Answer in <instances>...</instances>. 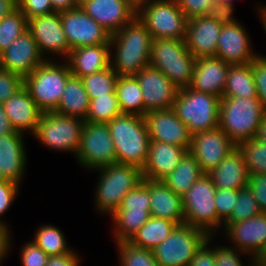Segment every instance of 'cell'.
<instances>
[{"label":"cell","mask_w":266,"mask_h":266,"mask_svg":"<svg viewBox=\"0 0 266 266\" xmlns=\"http://www.w3.org/2000/svg\"><path fill=\"white\" fill-rule=\"evenodd\" d=\"M204 174L194 156L187 151L177 167L162 181L177 195L183 196Z\"/></svg>","instance_id":"obj_32"},{"label":"cell","mask_w":266,"mask_h":266,"mask_svg":"<svg viewBox=\"0 0 266 266\" xmlns=\"http://www.w3.org/2000/svg\"><path fill=\"white\" fill-rule=\"evenodd\" d=\"M235 147L236 144L218 127L192 135L189 152L199 163L201 170L208 174Z\"/></svg>","instance_id":"obj_15"},{"label":"cell","mask_w":266,"mask_h":266,"mask_svg":"<svg viewBox=\"0 0 266 266\" xmlns=\"http://www.w3.org/2000/svg\"><path fill=\"white\" fill-rule=\"evenodd\" d=\"M253 259V260H252ZM252 264H250L249 266H266V263H260L259 261H257L256 259L252 258Z\"/></svg>","instance_id":"obj_63"},{"label":"cell","mask_w":266,"mask_h":266,"mask_svg":"<svg viewBox=\"0 0 266 266\" xmlns=\"http://www.w3.org/2000/svg\"><path fill=\"white\" fill-rule=\"evenodd\" d=\"M215 2H226V3H230L233 4L232 0H214Z\"/></svg>","instance_id":"obj_64"},{"label":"cell","mask_w":266,"mask_h":266,"mask_svg":"<svg viewBox=\"0 0 266 266\" xmlns=\"http://www.w3.org/2000/svg\"><path fill=\"white\" fill-rule=\"evenodd\" d=\"M71 75L68 63L46 60L24 79V87L43 113L55 111Z\"/></svg>","instance_id":"obj_7"},{"label":"cell","mask_w":266,"mask_h":266,"mask_svg":"<svg viewBox=\"0 0 266 266\" xmlns=\"http://www.w3.org/2000/svg\"><path fill=\"white\" fill-rule=\"evenodd\" d=\"M136 16L145 25L152 39L186 38L188 19L176 0H152L141 8Z\"/></svg>","instance_id":"obj_9"},{"label":"cell","mask_w":266,"mask_h":266,"mask_svg":"<svg viewBox=\"0 0 266 266\" xmlns=\"http://www.w3.org/2000/svg\"><path fill=\"white\" fill-rule=\"evenodd\" d=\"M18 187L20 186L12 181H0V217L6 213L17 197L16 194H18L19 191ZM0 223L4 222L0 220Z\"/></svg>","instance_id":"obj_51"},{"label":"cell","mask_w":266,"mask_h":266,"mask_svg":"<svg viewBox=\"0 0 266 266\" xmlns=\"http://www.w3.org/2000/svg\"><path fill=\"white\" fill-rule=\"evenodd\" d=\"M173 109L194 135L218 128L220 98L190 87L179 89Z\"/></svg>","instance_id":"obj_6"},{"label":"cell","mask_w":266,"mask_h":266,"mask_svg":"<svg viewBox=\"0 0 266 266\" xmlns=\"http://www.w3.org/2000/svg\"><path fill=\"white\" fill-rule=\"evenodd\" d=\"M265 115L258 98L222 97L218 127L237 145L256 137Z\"/></svg>","instance_id":"obj_3"},{"label":"cell","mask_w":266,"mask_h":266,"mask_svg":"<svg viewBox=\"0 0 266 266\" xmlns=\"http://www.w3.org/2000/svg\"><path fill=\"white\" fill-rule=\"evenodd\" d=\"M251 64L257 97L266 109V57L258 55Z\"/></svg>","instance_id":"obj_45"},{"label":"cell","mask_w":266,"mask_h":266,"mask_svg":"<svg viewBox=\"0 0 266 266\" xmlns=\"http://www.w3.org/2000/svg\"><path fill=\"white\" fill-rule=\"evenodd\" d=\"M216 187L211 177L204 173L182 196L184 223L205 231L213 236L217 227L223 223L217 214Z\"/></svg>","instance_id":"obj_8"},{"label":"cell","mask_w":266,"mask_h":266,"mask_svg":"<svg viewBox=\"0 0 266 266\" xmlns=\"http://www.w3.org/2000/svg\"><path fill=\"white\" fill-rule=\"evenodd\" d=\"M28 29V19L17 8L0 20V53Z\"/></svg>","instance_id":"obj_40"},{"label":"cell","mask_w":266,"mask_h":266,"mask_svg":"<svg viewBox=\"0 0 266 266\" xmlns=\"http://www.w3.org/2000/svg\"><path fill=\"white\" fill-rule=\"evenodd\" d=\"M178 7L189 20L197 16H206L214 0H176Z\"/></svg>","instance_id":"obj_48"},{"label":"cell","mask_w":266,"mask_h":266,"mask_svg":"<svg viewBox=\"0 0 266 266\" xmlns=\"http://www.w3.org/2000/svg\"><path fill=\"white\" fill-rule=\"evenodd\" d=\"M213 237L209 236L207 240L196 251L188 266H216L215 265V249L208 247Z\"/></svg>","instance_id":"obj_53"},{"label":"cell","mask_w":266,"mask_h":266,"mask_svg":"<svg viewBox=\"0 0 266 266\" xmlns=\"http://www.w3.org/2000/svg\"><path fill=\"white\" fill-rule=\"evenodd\" d=\"M230 64L217 57L196 59L190 88L222 98Z\"/></svg>","instance_id":"obj_24"},{"label":"cell","mask_w":266,"mask_h":266,"mask_svg":"<svg viewBox=\"0 0 266 266\" xmlns=\"http://www.w3.org/2000/svg\"><path fill=\"white\" fill-rule=\"evenodd\" d=\"M209 235L186 223L178 224L170 236L159 244L153 255L159 266H188Z\"/></svg>","instance_id":"obj_10"},{"label":"cell","mask_w":266,"mask_h":266,"mask_svg":"<svg viewBox=\"0 0 266 266\" xmlns=\"http://www.w3.org/2000/svg\"><path fill=\"white\" fill-rule=\"evenodd\" d=\"M255 139L266 144V115L263 117L262 121L260 122Z\"/></svg>","instance_id":"obj_59"},{"label":"cell","mask_w":266,"mask_h":266,"mask_svg":"<svg viewBox=\"0 0 266 266\" xmlns=\"http://www.w3.org/2000/svg\"><path fill=\"white\" fill-rule=\"evenodd\" d=\"M17 3L27 19L54 12L51 0H17Z\"/></svg>","instance_id":"obj_46"},{"label":"cell","mask_w":266,"mask_h":266,"mask_svg":"<svg viewBox=\"0 0 266 266\" xmlns=\"http://www.w3.org/2000/svg\"><path fill=\"white\" fill-rule=\"evenodd\" d=\"M228 239L240 253L254 255L255 258L266 244V213L262 212L247 220L228 223L224 226Z\"/></svg>","instance_id":"obj_23"},{"label":"cell","mask_w":266,"mask_h":266,"mask_svg":"<svg viewBox=\"0 0 266 266\" xmlns=\"http://www.w3.org/2000/svg\"><path fill=\"white\" fill-rule=\"evenodd\" d=\"M215 249V265L216 266H243L240 260L238 249L235 247H213ZM237 251V252H236Z\"/></svg>","instance_id":"obj_52"},{"label":"cell","mask_w":266,"mask_h":266,"mask_svg":"<svg viewBox=\"0 0 266 266\" xmlns=\"http://www.w3.org/2000/svg\"><path fill=\"white\" fill-rule=\"evenodd\" d=\"M10 238V231L8 230L6 224L0 223V263L4 260L3 258L6 257L5 255L10 249Z\"/></svg>","instance_id":"obj_55"},{"label":"cell","mask_w":266,"mask_h":266,"mask_svg":"<svg viewBox=\"0 0 266 266\" xmlns=\"http://www.w3.org/2000/svg\"><path fill=\"white\" fill-rule=\"evenodd\" d=\"M149 62L179 89L190 86L196 58L188 51L185 40L153 39Z\"/></svg>","instance_id":"obj_4"},{"label":"cell","mask_w":266,"mask_h":266,"mask_svg":"<svg viewBox=\"0 0 266 266\" xmlns=\"http://www.w3.org/2000/svg\"><path fill=\"white\" fill-rule=\"evenodd\" d=\"M32 241L49 257L68 254L72 251L67 247L66 238L62 231L52 225L41 226Z\"/></svg>","instance_id":"obj_36"},{"label":"cell","mask_w":266,"mask_h":266,"mask_svg":"<svg viewBox=\"0 0 266 266\" xmlns=\"http://www.w3.org/2000/svg\"><path fill=\"white\" fill-rule=\"evenodd\" d=\"M152 40L151 34L137 16L111 35V50L114 46L116 53L110 57L114 59L110 60V65L119 77L135 76L141 69L150 65Z\"/></svg>","instance_id":"obj_1"},{"label":"cell","mask_w":266,"mask_h":266,"mask_svg":"<svg viewBox=\"0 0 266 266\" xmlns=\"http://www.w3.org/2000/svg\"><path fill=\"white\" fill-rule=\"evenodd\" d=\"M233 6V4L226 2H214L206 16L218 21L220 25L234 24L237 20L232 16L234 12Z\"/></svg>","instance_id":"obj_49"},{"label":"cell","mask_w":266,"mask_h":266,"mask_svg":"<svg viewBox=\"0 0 266 266\" xmlns=\"http://www.w3.org/2000/svg\"><path fill=\"white\" fill-rule=\"evenodd\" d=\"M261 212L258 202L249 187L238 190V199L234 205V209L230 217L223 223L225 226L228 223L247 220L259 215Z\"/></svg>","instance_id":"obj_42"},{"label":"cell","mask_w":266,"mask_h":266,"mask_svg":"<svg viewBox=\"0 0 266 266\" xmlns=\"http://www.w3.org/2000/svg\"><path fill=\"white\" fill-rule=\"evenodd\" d=\"M78 255L72 250L68 254L49 257L46 266H79Z\"/></svg>","instance_id":"obj_54"},{"label":"cell","mask_w":266,"mask_h":266,"mask_svg":"<svg viewBox=\"0 0 266 266\" xmlns=\"http://www.w3.org/2000/svg\"><path fill=\"white\" fill-rule=\"evenodd\" d=\"M176 225L171 220L151 216L129 241L136 246L154 250L170 236Z\"/></svg>","instance_id":"obj_34"},{"label":"cell","mask_w":266,"mask_h":266,"mask_svg":"<svg viewBox=\"0 0 266 266\" xmlns=\"http://www.w3.org/2000/svg\"><path fill=\"white\" fill-rule=\"evenodd\" d=\"M186 152L185 148L150 140L148 159L142 169L143 179L162 180L177 167Z\"/></svg>","instance_id":"obj_26"},{"label":"cell","mask_w":266,"mask_h":266,"mask_svg":"<svg viewBox=\"0 0 266 266\" xmlns=\"http://www.w3.org/2000/svg\"><path fill=\"white\" fill-rule=\"evenodd\" d=\"M120 114L121 109L116 93H110L107 96H98L90 100L84 122L107 124Z\"/></svg>","instance_id":"obj_37"},{"label":"cell","mask_w":266,"mask_h":266,"mask_svg":"<svg viewBox=\"0 0 266 266\" xmlns=\"http://www.w3.org/2000/svg\"><path fill=\"white\" fill-rule=\"evenodd\" d=\"M152 0H126V2L136 11V13L148 5Z\"/></svg>","instance_id":"obj_60"},{"label":"cell","mask_w":266,"mask_h":266,"mask_svg":"<svg viewBox=\"0 0 266 266\" xmlns=\"http://www.w3.org/2000/svg\"><path fill=\"white\" fill-rule=\"evenodd\" d=\"M144 118L150 140L173 144L189 151L192 134L173 108L148 111Z\"/></svg>","instance_id":"obj_18"},{"label":"cell","mask_w":266,"mask_h":266,"mask_svg":"<svg viewBox=\"0 0 266 266\" xmlns=\"http://www.w3.org/2000/svg\"><path fill=\"white\" fill-rule=\"evenodd\" d=\"M238 199V190L217 189L215 204L218 218L224 223L231 215Z\"/></svg>","instance_id":"obj_43"},{"label":"cell","mask_w":266,"mask_h":266,"mask_svg":"<svg viewBox=\"0 0 266 266\" xmlns=\"http://www.w3.org/2000/svg\"><path fill=\"white\" fill-rule=\"evenodd\" d=\"M150 215L182 224L185 221L182 196L175 194L162 180H149Z\"/></svg>","instance_id":"obj_29"},{"label":"cell","mask_w":266,"mask_h":266,"mask_svg":"<svg viewBox=\"0 0 266 266\" xmlns=\"http://www.w3.org/2000/svg\"><path fill=\"white\" fill-rule=\"evenodd\" d=\"M38 44L27 29L6 50L0 53V69L17 74L25 79L43 59Z\"/></svg>","instance_id":"obj_17"},{"label":"cell","mask_w":266,"mask_h":266,"mask_svg":"<svg viewBox=\"0 0 266 266\" xmlns=\"http://www.w3.org/2000/svg\"><path fill=\"white\" fill-rule=\"evenodd\" d=\"M241 23L222 25L216 56L230 65L251 63L258 55L252 52L248 34Z\"/></svg>","instance_id":"obj_22"},{"label":"cell","mask_w":266,"mask_h":266,"mask_svg":"<svg viewBox=\"0 0 266 266\" xmlns=\"http://www.w3.org/2000/svg\"><path fill=\"white\" fill-rule=\"evenodd\" d=\"M254 259L259 261L260 263H266V244Z\"/></svg>","instance_id":"obj_61"},{"label":"cell","mask_w":266,"mask_h":266,"mask_svg":"<svg viewBox=\"0 0 266 266\" xmlns=\"http://www.w3.org/2000/svg\"><path fill=\"white\" fill-rule=\"evenodd\" d=\"M82 9L111 35L137 15L126 0H80Z\"/></svg>","instance_id":"obj_20"},{"label":"cell","mask_w":266,"mask_h":266,"mask_svg":"<svg viewBox=\"0 0 266 266\" xmlns=\"http://www.w3.org/2000/svg\"><path fill=\"white\" fill-rule=\"evenodd\" d=\"M89 103L90 99L82 79L71 75L66 81L65 89L55 112L85 120Z\"/></svg>","instance_id":"obj_31"},{"label":"cell","mask_w":266,"mask_h":266,"mask_svg":"<svg viewBox=\"0 0 266 266\" xmlns=\"http://www.w3.org/2000/svg\"><path fill=\"white\" fill-rule=\"evenodd\" d=\"M61 21L70 51L79 47L110 44L111 34L79 5L61 12Z\"/></svg>","instance_id":"obj_14"},{"label":"cell","mask_w":266,"mask_h":266,"mask_svg":"<svg viewBox=\"0 0 266 266\" xmlns=\"http://www.w3.org/2000/svg\"><path fill=\"white\" fill-rule=\"evenodd\" d=\"M121 266H159L153 255V250L136 246L130 241L116 243Z\"/></svg>","instance_id":"obj_41"},{"label":"cell","mask_w":266,"mask_h":266,"mask_svg":"<svg viewBox=\"0 0 266 266\" xmlns=\"http://www.w3.org/2000/svg\"><path fill=\"white\" fill-rule=\"evenodd\" d=\"M208 175L216 189L240 190L248 187L249 174L243 155L237 146Z\"/></svg>","instance_id":"obj_30"},{"label":"cell","mask_w":266,"mask_h":266,"mask_svg":"<svg viewBox=\"0 0 266 266\" xmlns=\"http://www.w3.org/2000/svg\"><path fill=\"white\" fill-rule=\"evenodd\" d=\"M243 155L249 176L266 173V144L253 138L236 145Z\"/></svg>","instance_id":"obj_39"},{"label":"cell","mask_w":266,"mask_h":266,"mask_svg":"<svg viewBox=\"0 0 266 266\" xmlns=\"http://www.w3.org/2000/svg\"><path fill=\"white\" fill-rule=\"evenodd\" d=\"M23 266H46L49 256L33 241L23 246L21 251Z\"/></svg>","instance_id":"obj_47"},{"label":"cell","mask_w":266,"mask_h":266,"mask_svg":"<svg viewBox=\"0 0 266 266\" xmlns=\"http://www.w3.org/2000/svg\"><path fill=\"white\" fill-rule=\"evenodd\" d=\"M84 120L59 114L55 111L42 113L32 135L51 149L77 154Z\"/></svg>","instance_id":"obj_11"},{"label":"cell","mask_w":266,"mask_h":266,"mask_svg":"<svg viewBox=\"0 0 266 266\" xmlns=\"http://www.w3.org/2000/svg\"><path fill=\"white\" fill-rule=\"evenodd\" d=\"M96 186V206L100 213L111 215L121 206L123 198L143 181L142 169L133 165L112 164L101 167Z\"/></svg>","instance_id":"obj_5"},{"label":"cell","mask_w":266,"mask_h":266,"mask_svg":"<svg viewBox=\"0 0 266 266\" xmlns=\"http://www.w3.org/2000/svg\"><path fill=\"white\" fill-rule=\"evenodd\" d=\"M135 77L142 90L144 116L148 111L173 108L179 88L160 70L149 65Z\"/></svg>","instance_id":"obj_16"},{"label":"cell","mask_w":266,"mask_h":266,"mask_svg":"<svg viewBox=\"0 0 266 266\" xmlns=\"http://www.w3.org/2000/svg\"><path fill=\"white\" fill-rule=\"evenodd\" d=\"M258 11L260 12L259 14L261 15L260 16V19H262V24H263V28L265 29V32H266V6L264 7H258Z\"/></svg>","instance_id":"obj_62"},{"label":"cell","mask_w":266,"mask_h":266,"mask_svg":"<svg viewBox=\"0 0 266 266\" xmlns=\"http://www.w3.org/2000/svg\"><path fill=\"white\" fill-rule=\"evenodd\" d=\"M24 87V79L9 71L0 69V104Z\"/></svg>","instance_id":"obj_44"},{"label":"cell","mask_w":266,"mask_h":266,"mask_svg":"<svg viewBox=\"0 0 266 266\" xmlns=\"http://www.w3.org/2000/svg\"><path fill=\"white\" fill-rule=\"evenodd\" d=\"M118 77L119 76L110 65L102 71L86 75L81 77V79L83 81L85 91L91 100L98 96H107V94L115 93Z\"/></svg>","instance_id":"obj_38"},{"label":"cell","mask_w":266,"mask_h":266,"mask_svg":"<svg viewBox=\"0 0 266 266\" xmlns=\"http://www.w3.org/2000/svg\"><path fill=\"white\" fill-rule=\"evenodd\" d=\"M2 105L15 131L23 134L24 131L34 133L43 112L38 108L25 87L3 102Z\"/></svg>","instance_id":"obj_27"},{"label":"cell","mask_w":266,"mask_h":266,"mask_svg":"<svg viewBox=\"0 0 266 266\" xmlns=\"http://www.w3.org/2000/svg\"><path fill=\"white\" fill-rule=\"evenodd\" d=\"M80 0H51L54 12H65L79 6Z\"/></svg>","instance_id":"obj_57"},{"label":"cell","mask_w":266,"mask_h":266,"mask_svg":"<svg viewBox=\"0 0 266 266\" xmlns=\"http://www.w3.org/2000/svg\"><path fill=\"white\" fill-rule=\"evenodd\" d=\"M248 187L254 194L261 212L266 213V173L249 176Z\"/></svg>","instance_id":"obj_50"},{"label":"cell","mask_w":266,"mask_h":266,"mask_svg":"<svg viewBox=\"0 0 266 266\" xmlns=\"http://www.w3.org/2000/svg\"><path fill=\"white\" fill-rule=\"evenodd\" d=\"M110 44L84 46L69 52L67 63L75 77H84L102 71L110 66Z\"/></svg>","instance_id":"obj_28"},{"label":"cell","mask_w":266,"mask_h":266,"mask_svg":"<svg viewBox=\"0 0 266 266\" xmlns=\"http://www.w3.org/2000/svg\"><path fill=\"white\" fill-rule=\"evenodd\" d=\"M76 158L81 166L90 170L117 164L114 142L107 124L84 122Z\"/></svg>","instance_id":"obj_13"},{"label":"cell","mask_w":266,"mask_h":266,"mask_svg":"<svg viewBox=\"0 0 266 266\" xmlns=\"http://www.w3.org/2000/svg\"><path fill=\"white\" fill-rule=\"evenodd\" d=\"M222 97L258 98L251 63L230 65Z\"/></svg>","instance_id":"obj_33"},{"label":"cell","mask_w":266,"mask_h":266,"mask_svg":"<svg viewBox=\"0 0 266 266\" xmlns=\"http://www.w3.org/2000/svg\"><path fill=\"white\" fill-rule=\"evenodd\" d=\"M222 25L207 16H197L187 22L185 44L196 58L215 57Z\"/></svg>","instance_id":"obj_21"},{"label":"cell","mask_w":266,"mask_h":266,"mask_svg":"<svg viewBox=\"0 0 266 266\" xmlns=\"http://www.w3.org/2000/svg\"><path fill=\"white\" fill-rule=\"evenodd\" d=\"M23 136V133L0 136V181L20 185L27 163Z\"/></svg>","instance_id":"obj_25"},{"label":"cell","mask_w":266,"mask_h":266,"mask_svg":"<svg viewBox=\"0 0 266 266\" xmlns=\"http://www.w3.org/2000/svg\"><path fill=\"white\" fill-rule=\"evenodd\" d=\"M112 217L116 227L114 229L116 243L129 241L151 217L148 179H143L123 198L121 206L112 214Z\"/></svg>","instance_id":"obj_12"},{"label":"cell","mask_w":266,"mask_h":266,"mask_svg":"<svg viewBox=\"0 0 266 266\" xmlns=\"http://www.w3.org/2000/svg\"><path fill=\"white\" fill-rule=\"evenodd\" d=\"M115 93L121 113L144 117V99L140 84L135 76L118 77Z\"/></svg>","instance_id":"obj_35"},{"label":"cell","mask_w":266,"mask_h":266,"mask_svg":"<svg viewBox=\"0 0 266 266\" xmlns=\"http://www.w3.org/2000/svg\"><path fill=\"white\" fill-rule=\"evenodd\" d=\"M28 30L38 44L42 56L53 53L60 56L69 55L70 47L63 30L61 15L53 12L28 19Z\"/></svg>","instance_id":"obj_19"},{"label":"cell","mask_w":266,"mask_h":266,"mask_svg":"<svg viewBox=\"0 0 266 266\" xmlns=\"http://www.w3.org/2000/svg\"><path fill=\"white\" fill-rule=\"evenodd\" d=\"M12 133L20 132L15 131L4 111L3 105L0 104V136L10 135Z\"/></svg>","instance_id":"obj_56"},{"label":"cell","mask_w":266,"mask_h":266,"mask_svg":"<svg viewBox=\"0 0 266 266\" xmlns=\"http://www.w3.org/2000/svg\"><path fill=\"white\" fill-rule=\"evenodd\" d=\"M18 8L17 0H0V20Z\"/></svg>","instance_id":"obj_58"},{"label":"cell","mask_w":266,"mask_h":266,"mask_svg":"<svg viewBox=\"0 0 266 266\" xmlns=\"http://www.w3.org/2000/svg\"><path fill=\"white\" fill-rule=\"evenodd\" d=\"M107 125L114 142L117 163L143 169L148 159L150 143L145 118L121 113Z\"/></svg>","instance_id":"obj_2"}]
</instances>
